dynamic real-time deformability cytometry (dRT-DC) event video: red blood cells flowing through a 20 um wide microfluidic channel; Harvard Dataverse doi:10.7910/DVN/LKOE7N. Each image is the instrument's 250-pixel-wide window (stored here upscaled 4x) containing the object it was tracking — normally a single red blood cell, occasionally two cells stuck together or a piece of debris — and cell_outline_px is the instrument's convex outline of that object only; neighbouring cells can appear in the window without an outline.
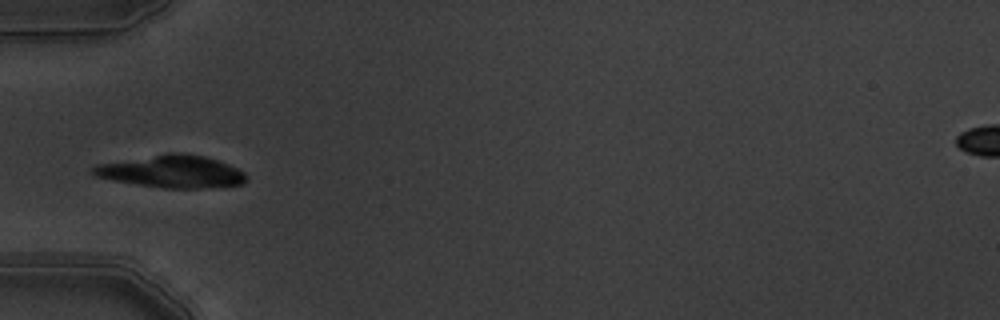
{"species": "common noctule bat (a hibernating species)", "species_latin": "Nyctalus noctula", "temperature_condition": "warm", "stored_images_in_passage": 12, "camera_frame_rate_fps": 3000, "um_per_image_px": 0.085, "animal": {"sex": "male", "body_mass_g": 19.5, "forearm_length_mm": 54.6}, "frame": {"image": 1, "passage_image": 3, "time_ms": 0.667, "image_size_px": [1000, 320], "cell_outline_px": [[248, 180], [244, 184], [200, 188], [164, 188], [116, 180], [96, 176], [92, 172], [92, 168], [96, 164], [168, 152], [184, 152], [204, 156], [228, 164], [244, 172], [248, 176]], "centroid_in_image_um": [14.65, 14.56], "position_along_channel_um": 70.4, "area_um2": 28.84}}
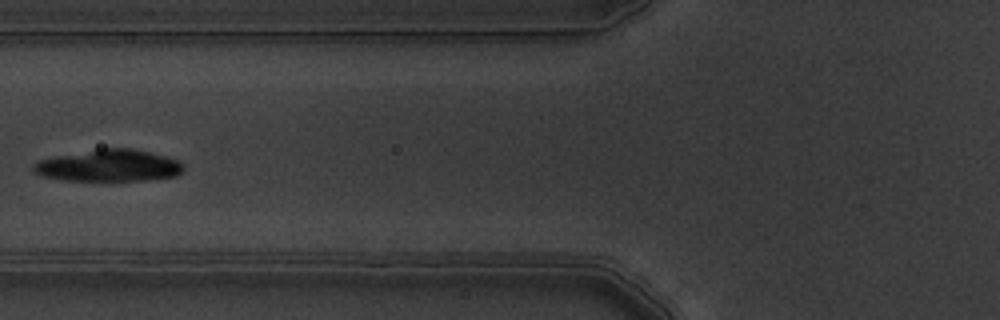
{"frame": {"image": 2, "passage_image": 4, "time_ms": 1.0, "image_size_px": [1000, 320], "cell_outline_px": [[184, 172], [176, 176], [148, 180], [64, 180], [40, 176], [32, 168], [32, 164], [36, 160], [56, 156], [100, 148], [132, 148], [180, 160], [184, 164]], "centroid_in_image_um": [9.26, 14.07], "position_along_channel_um": 116.5, "area_um2": 27.98}}